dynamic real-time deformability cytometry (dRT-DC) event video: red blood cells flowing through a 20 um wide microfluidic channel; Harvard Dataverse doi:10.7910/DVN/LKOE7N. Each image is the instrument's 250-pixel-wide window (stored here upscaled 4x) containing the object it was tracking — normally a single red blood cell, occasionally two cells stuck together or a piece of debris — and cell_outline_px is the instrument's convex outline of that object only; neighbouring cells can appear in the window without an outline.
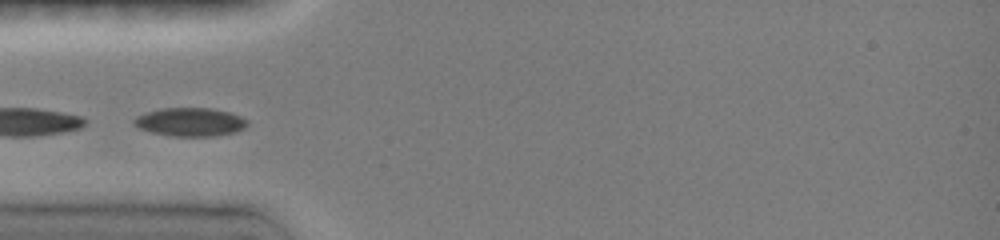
{"species": "common noctule bat (a hibernating species)", "species_latin": "Nyctalus noctula", "temperature_condition": "room temperature", "stored_images_in_passage": 11, "camera_frame_rate_fps": 3000, "um_per_image_px": 0.085, "animal": {"sex": "female", "body_mass_g": 19.0, "forearm_length_mm": 51.5}, "frame": {"image": 1, "passage_image": 10, "time_ms": 4.333, "image_size_px": [1000, 240], "cell_outline_px": [[248, 124], [244, 128], [236, 132], [216, 136], [172, 136], [152, 132], [140, 128], [132, 124], [132, 120], [136, 116], [144, 112], [160, 108], [212, 108], [232, 112], [248, 120]], "centroid_in_image_um": [16.17, 10.36], "position_along_channel_um": 68.8, "area_um2": 19.07}}